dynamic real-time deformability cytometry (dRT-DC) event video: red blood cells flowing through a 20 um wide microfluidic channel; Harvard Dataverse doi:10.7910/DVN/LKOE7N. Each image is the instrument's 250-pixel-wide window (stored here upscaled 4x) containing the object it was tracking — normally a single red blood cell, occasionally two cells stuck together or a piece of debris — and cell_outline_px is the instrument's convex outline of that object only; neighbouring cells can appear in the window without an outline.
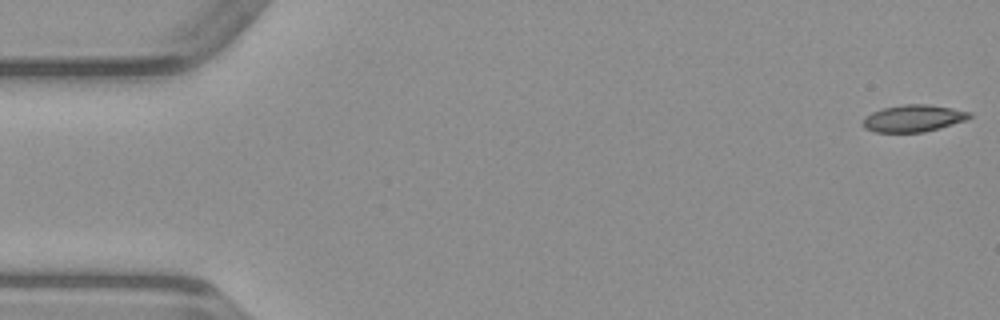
{"species": "common noctule bat (a hibernating species)", "species_latin": "Nyctalus noctula", "temperature_condition": "warm", "stored_images_in_passage": 49, "camera_frame_rate_fps": 3000, "um_per_image_px": 0.085, "animal": {"sex": "male", "body_mass_g": 23.1, "forearm_length_mm": 52.7}, "frame": {"image": 1, "passage_image": 1, "time_ms": 0.0, "image_size_px": [1000, 320], "cell_outline_px": [[972, 116], [964, 120], [940, 128], [924, 132], [876, 132], [864, 128], [860, 124], [864, 116], [872, 112], [884, 108], [904, 104], [924, 104], [952, 108], [972, 112]], "centroid_in_image_um": [77.59, 10.06], "position_along_channel_um": 7.4, "area_um2": 16.76}}
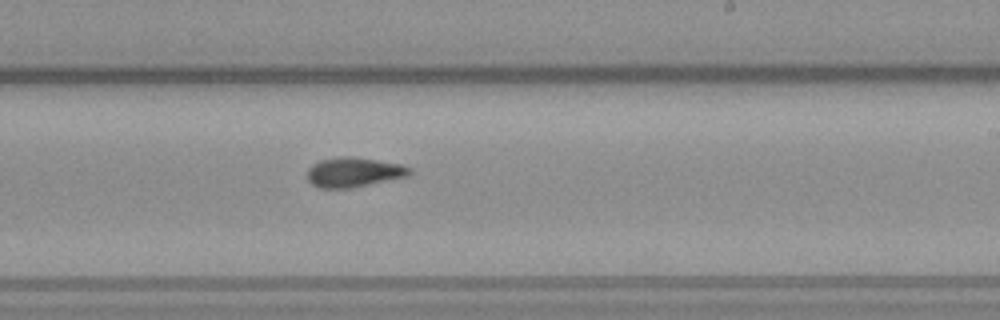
{"frame": {"image": 2, "passage_image": 29, "time_ms": 9.333, "image_size_px": [1000, 320], "cell_outline_px": [[412, 172], [408, 176], [352, 188], [320, 188], [312, 184], [308, 180], [308, 168], [312, 164], [320, 160], [344, 156], [352, 156], [400, 164], [412, 168]], "centroid_in_image_um": [30.07, 14.64], "position_along_channel_um": 258.9, "area_um2": 17.69}}
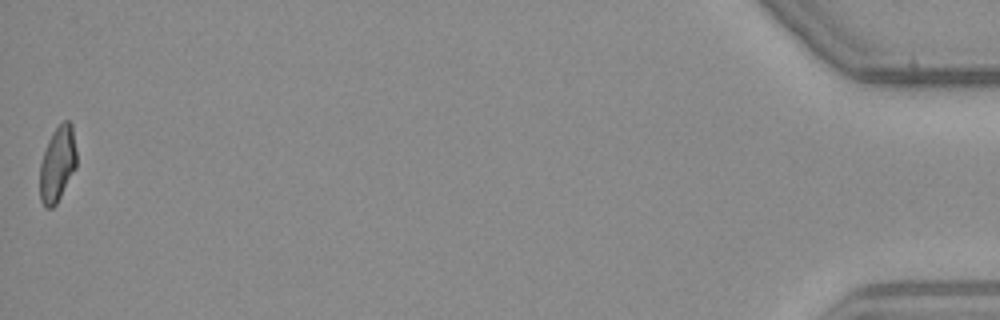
{"frame": {"image": 3, "passage_image": 49, "time_ms": 16.0, "image_size_px": [1000, 320], "cell_outline_px": [[76, 168], [56, 204], [52, 208], [44, 208], [40, 200], [40, 164], [48, 140], [52, 132], [64, 120], [68, 120], [72, 124], [76, 152]], "centroid_in_image_um": [4.88, 13.96], "position_along_channel_um": 430.3, "area_um2": 16.13}}